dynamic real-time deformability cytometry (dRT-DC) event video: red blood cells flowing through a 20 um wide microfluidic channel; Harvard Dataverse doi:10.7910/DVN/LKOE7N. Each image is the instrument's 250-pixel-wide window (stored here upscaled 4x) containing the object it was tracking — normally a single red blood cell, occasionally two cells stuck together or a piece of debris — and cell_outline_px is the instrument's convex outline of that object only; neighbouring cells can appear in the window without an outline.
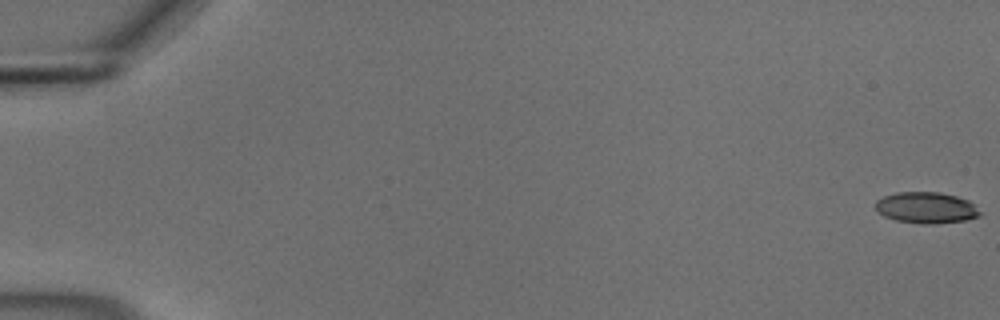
{"species": "common noctule bat (a hibernating species)", "species_latin": "Nyctalus noctula", "temperature_condition": "cold", "stored_images_in_passage": 26, "camera_frame_rate_fps": 3000, "um_per_image_px": 0.085, "animal": {"sex": "male", "body_mass_g": 18.8}, "frame": {"image": 1, "passage_image": 1, "time_ms": 0.0, "image_size_px": [1000, 320], "cell_outline_px": [[980, 216], [964, 220], [936, 224], [920, 224], [896, 220], [884, 216], [876, 208], [876, 200], [884, 196], [896, 192], [940, 192], [956, 196], [968, 200], [980, 212]], "centroid_in_image_um": [78.72, 17.65], "position_along_channel_um": 6.3, "area_um2": 18.9}}
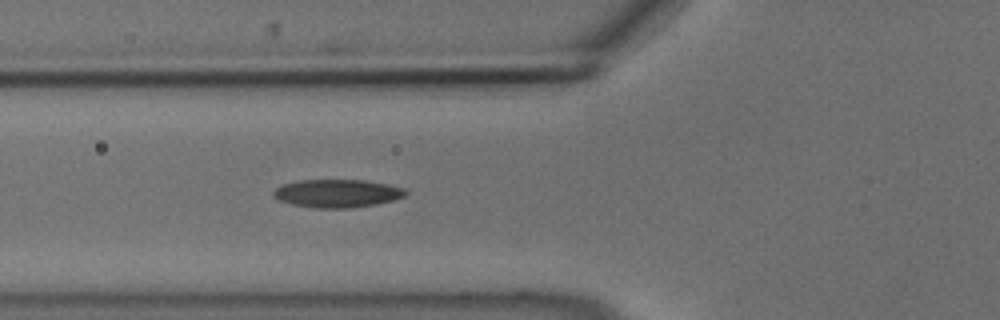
{"frame": {"image": 2, "passage_image": 22, "time_ms": 7.0, "image_size_px": [1000, 320], "cell_outline_px": [[408, 192], [404, 196], [396, 200], [376, 204], [348, 208], [316, 208], [292, 204], [276, 200], [272, 196], [272, 192], [276, 188], [284, 184], [296, 180], [364, 180], [404, 188]], "centroid_in_image_um": [28.63, 16.44], "position_along_channel_um": 97.2, "area_um2": 21.68}}
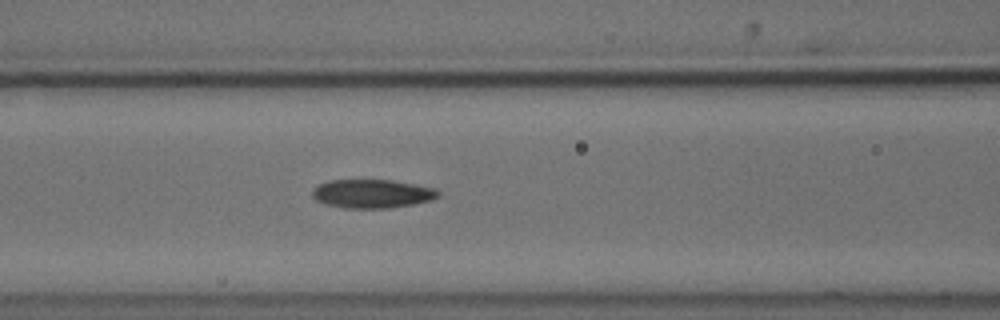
{"frame": {"image": 3, "passage_image": 25, "time_ms": 8.0, "image_size_px": [1000, 320], "cell_outline_px": [[440, 196], [432, 200], [412, 204], [388, 208], [344, 208], [328, 204], [316, 200], [312, 196], [312, 188], [328, 180], [392, 180], [436, 188], [440, 192]], "centroid_in_image_um": [31.65, 16.46], "position_along_channel_um": 135.0, "area_um2": 21.04}}